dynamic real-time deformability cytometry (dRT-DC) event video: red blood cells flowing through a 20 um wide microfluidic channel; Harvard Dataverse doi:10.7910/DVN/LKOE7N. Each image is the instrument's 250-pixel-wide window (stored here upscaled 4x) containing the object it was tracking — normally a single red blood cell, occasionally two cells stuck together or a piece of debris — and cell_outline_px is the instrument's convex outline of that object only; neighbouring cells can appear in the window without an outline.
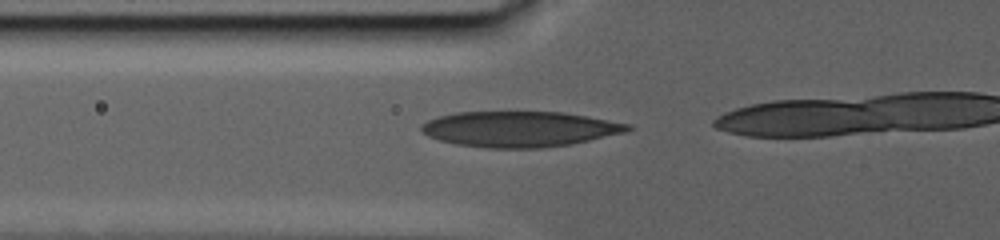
{"species": "human", "species_latin": "Homo sapiens", "temperature_condition": "warm", "stored_images_in_passage": 34, "camera_frame_rate_fps": 3000, "um_per_image_px": 0.085, "donor": {"sex": "male"}, "frame": {"image": 1, "passage_image": 22, "time_ms": 4.667, "image_size_px": [1000, 240], "cell_outline_px": [[632, 128], [624, 132], [572, 144], [544, 148], [488, 148], [456, 144], [440, 140], [428, 136], [420, 132], [420, 124], [428, 120], [440, 116], [456, 112], [564, 112], [588, 116], [632, 124]], "centroid_in_image_um": [44.15, 10.97], "position_along_channel_um": 81.6, "area_um2": 42.89}}
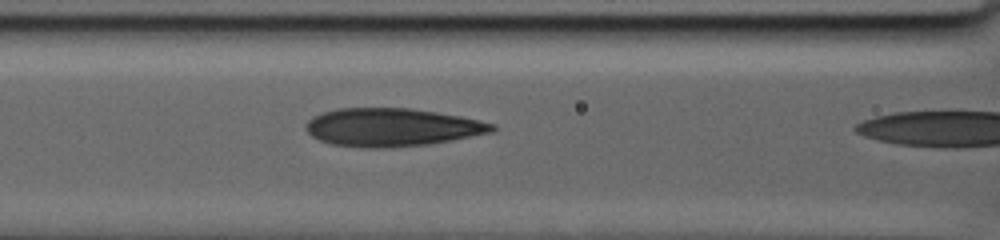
{"frame": {"image": 2, "passage_image": 32, "time_ms": 7.0, "image_size_px": [1000, 240], "cell_outline_px": [[496, 128], [492, 132], [452, 140], [428, 144], [392, 148], [360, 148], [332, 144], [320, 140], [312, 136], [304, 128], [304, 124], [312, 116], [336, 108], [412, 108], [460, 116], [496, 124]], "centroid_in_image_um": [33.28, 10.82], "position_along_channel_um": 133.3, "area_um2": 41.62}}